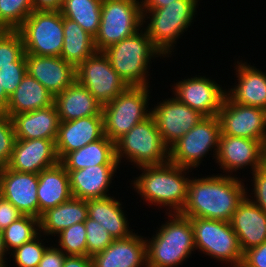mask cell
<instances>
[{
	"mask_svg": "<svg viewBox=\"0 0 266 267\" xmlns=\"http://www.w3.org/2000/svg\"><path fill=\"white\" fill-rule=\"evenodd\" d=\"M236 176L218 173L190 177L187 199L180 214L188 218L230 222L233 213L247 196V186L244 185L247 180Z\"/></svg>",
	"mask_w": 266,
	"mask_h": 267,
	"instance_id": "6da1fadb",
	"label": "cell"
},
{
	"mask_svg": "<svg viewBox=\"0 0 266 267\" xmlns=\"http://www.w3.org/2000/svg\"><path fill=\"white\" fill-rule=\"evenodd\" d=\"M138 170L142 173L130 184H133L134 191H137L136 193L143 202L150 206H158V209L164 206L168 211L165 213L182 211L187 199V186L190 180L188 168L169 161L161 165L139 167Z\"/></svg>",
	"mask_w": 266,
	"mask_h": 267,
	"instance_id": "7a4b0ae2",
	"label": "cell"
},
{
	"mask_svg": "<svg viewBox=\"0 0 266 267\" xmlns=\"http://www.w3.org/2000/svg\"><path fill=\"white\" fill-rule=\"evenodd\" d=\"M166 214L167 222L159 225L152 238L145 237L147 267H178L196 250L190 218Z\"/></svg>",
	"mask_w": 266,
	"mask_h": 267,
	"instance_id": "3957f363",
	"label": "cell"
},
{
	"mask_svg": "<svg viewBox=\"0 0 266 267\" xmlns=\"http://www.w3.org/2000/svg\"><path fill=\"white\" fill-rule=\"evenodd\" d=\"M103 53L120 78L130 86H150L151 59L166 58L142 28L108 47ZM163 56V57H162Z\"/></svg>",
	"mask_w": 266,
	"mask_h": 267,
	"instance_id": "277c9868",
	"label": "cell"
},
{
	"mask_svg": "<svg viewBox=\"0 0 266 267\" xmlns=\"http://www.w3.org/2000/svg\"><path fill=\"white\" fill-rule=\"evenodd\" d=\"M200 1L175 0L163 8L142 10V28L165 57L172 56L176 42L192 26Z\"/></svg>",
	"mask_w": 266,
	"mask_h": 267,
	"instance_id": "5b68a950",
	"label": "cell"
},
{
	"mask_svg": "<svg viewBox=\"0 0 266 267\" xmlns=\"http://www.w3.org/2000/svg\"><path fill=\"white\" fill-rule=\"evenodd\" d=\"M150 86H128L102 106L104 135L114 143L136 124L151 116Z\"/></svg>",
	"mask_w": 266,
	"mask_h": 267,
	"instance_id": "8992f818",
	"label": "cell"
},
{
	"mask_svg": "<svg viewBox=\"0 0 266 267\" xmlns=\"http://www.w3.org/2000/svg\"><path fill=\"white\" fill-rule=\"evenodd\" d=\"M115 156L119 164L124 158L137 169L169 162V148L150 116L115 142Z\"/></svg>",
	"mask_w": 266,
	"mask_h": 267,
	"instance_id": "52a82bcc",
	"label": "cell"
},
{
	"mask_svg": "<svg viewBox=\"0 0 266 267\" xmlns=\"http://www.w3.org/2000/svg\"><path fill=\"white\" fill-rule=\"evenodd\" d=\"M143 13L139 0H102L101 21L94 37L96 50L108 47L130 37L143 27Z\"/></svg>",
	"mask_w": 266,
	"mask_h": 267,
	"instance_id": "ba28073f",
	"label": "cell"
},
{
	"mask_svg": "<svg viewBox=\"0 0 266 267\" xmlns=\"http://www.w3.org/2000/svg\"><path fill=\"white\" fill-rule=\"evenodd\" d=\"M195 249L221 263L241 267L243 252L230 222L190 218Z\"/></svg>",
	"mask_w": 266,
	"mask_h": 267,
	"instance_id": "9c48e42d",
	"label": "cell"
},
{
	"mask_svg": "<svg viewBox=\"0 0 266 267\" xmlns=\"http://www.w3.org/2000/svg\"><path fill=\"white\" fill-rule=\"evenodd\" d=\"M220 135L221 126L218 116H204L169 148V161L192 172L202 164L208 154L213 152L211 157L216 160Z\"/></svg>",
	"mask_w": 266,
	"mask_h": 267,
	"instance_id": "30bf717a",
	"label": "cell"
},
{
	"mask_svg": "<svg viewBox=\"0 0 266 267\" xmlns=\"http://www.w3.org/2000/svg\"><path fill=\"white\" fill-rule=\"evenodd\" d=\"M17 31L25 54L60 57L64 38L60 11H33Z\"/></svg>",
	"mask_w": 266,
	"mask_h": 267,
	"instance_id": "8fae6325",
	"label": "cell"
},
{
	"mask_svg": "<svg viewBox=\"0 0 266 267\" xmlns=\"http://www.w3.org/2000/svg\"><path fill=\"white\" fill-rule=\"evenodd\" d=\"M76 81L83 85L103 106L120 95L127 87L111 66L110 60L97 51L75 68Z\"/></svg>",
	"mask_w": 266,
	"mask_h": 267,
	"instance_id": "7c38bea8",
	"label": "cell"
},
{
	"mask_svg": "<svg viewBox=\"0 0 266 267\" xmlns=\"http://www.w3.org/2000/svg\"><path fill=\"white\" fill-rule=\"evenodd\" d=\"M218 118L221 135L266 141V110L233 102L227 95Z\"/></svg>",
	"mask_w": 266,
	"mask_h": 267,
	"instance_id": "4fadbf2b",
	"label": "cell"
},
{
	"mask_svg": "<svg viewBox=\"0 0 266 267\" xmlns=\"http://www.w3.org/2000/svg\"><path fill=\"white\" fill-rule=\"evenodd\" d=\"M190 77V78H189ZM172 85V94L178 101L197 110L203 116H218L226 89L211 77L189 76ZM221 86V87H220Z\"/></svg>",
	"mask_w": 266,
	"mask_h": 267,
	"instance_id": "5bb4252c",
	"label": "cell"
},
{
	"mask_svg": "<svg viewBox=\"0 0 266 267\" xmlns=\"http://www.w3.org/2000/svg\"><path fill=\"white\" fill-rule=\"evenodd\" d=\"M151 116L165 145L170 148L203 119V115L178 101L168 97L151 108Z\"/></svg>",
	"mask_w": 266,
	"mask_h": 267,
	"instance_id": "9a60e30c",
	"label": "cell"
},
{
	"mask_svg": "<svg viewBox=\"0 0 266 267\" xmlns=\"http://www.w3.org/2000/svg\"><path fill=\"white\" fill-rule=\"evenodd\" d=\"M264 143L259 140L220 135L216 162L224 175L234 176L237 170L254 172L263 166ZM249 166V167H248ZM247 167V168H246Z\"/></svg>",
	"mask_w": 266,
	"mask_h": 267,
	"instance_id": "2e32d148",
	"label": "cell"
},
{
	"mask_svg": "<svg viewBox=\"0 0 266 267\" xmlns=\"http://www.w3.org/2000/svg\"><path fill=\"white\" fill-rule=\"evenodd\" d=\"M38 174L0 168V195L10 201L23 215L39 218L37 197Z\"/></svg>",
	"mask_w": 266,
	"mask_h": 267,
	"instance_id": "e0dca14e",
	"label": "cell"
},
{
	"mask_svg": "<svg viewBox=\"0 0 266 267\" xmlns=\"http://www.w3.org/2000/svg\"><path fill=\"white\" fill-rule=\"evenodd\" d=\"M55 142L48 139H16L7 167L17 172L39 174L57 165L60 160Z\"/></svg>",
	"mask_w": 266,
	"mask_h": 267,
	"instance_id": "ac0fdd59",
	"label": "cell"
},
{
	"mask_svg": "<svg viewBox=\"0 0 266 267\" xmlns=\"http://www.w3.org/2000/svg\"><path fill=\"white\" fill-rule=\"evenodd\" d=\"M27 73L38 80L53 97L75 80V67L61 57L26 54Z\"/></svg>",
	"mask_w": 266,
	"mask_h": 267,
	"instance_id": "d6986e66",
	"label": "cell"
},
{
	"mask_svg": "<svg viewBox=\"0 0 266 267\" xmlns=\"http://www.w3.org/2000/svg\"><path fill=\"white\" fill-rule=\"evenodd\" d=\"M104 136L103 115L60 122L56 152L61 161L68 153L95 142Z\"/></svg>",
	"mask_w": 266,
	"mask_h": 267,
	"instance_id": "ffe728a7",
	"label": "cell"
},
{
	"mask_svg": "<svg viewBox=\"0 0 266 267\" xmlns=\"http://www.w3.org/2000/svg\"><path fill=\"white\" fill-rule=\"evenodd\" d=\"M235 62L238 83L226 89V95L235 103L266 110V73L247 61Z\"/></svg>",
	"mask_w": 266,
	"mask_h": 267,
	"instance_id": "44dd1931",
	"label": "cell"
},
{
	"mask_svg": "<svg viewBox=\"0 0 266 267\" xmlns=\"http://www.w3.org/2000/svg\"><path fill=\"white\" fill-rule=\"evenodd\" d=\"M118 168L119 165H95L85 169L66 170L72 197L88 200L110 196V184Z\"/></svg>",
	"mask_w": 266,
	"mask_h": 267,
	"instance_id": "7402d4cb",
	"label": "cell"
},
{
	"mask_svg": "<svg viewBox=\"0 0 266 267\" xmlns=\"http://www.w3.org/2000/svg\"><path fill=\"white\" fill-rule=\"evenodd\" d=\"M91 259L93 267H147L145 237L137 232L128 238L114 240Z\"/></svg>",
	"mask_w": 266,
	"mask_h": 267,
	"instance_id": "603a6c76",
	"label": "cell"
},
{
	"mask_svg": "<svg viewBox=\"0 0 266 267\" xmlns=\"http://www.w3.org/2000/svg\"><path fill=\"white\" fill-rule=\"evenodd\" d=\"M230 223L243 253L266 242V213L249 197L239 204Z\"/></svg>",
	"mask_w": 266,
	"mask_h": 267,
	"instance_id": "cb8c5ba5",
	"label": "cell"
},
{
	"mask_svg": "<svg viewBox=\"0 0 266 267\" xmlns=\"http://www.w3.org/2000/svg\"><path fill=\"white\" fill-rule=\"evenodd\" d=\"M11 118L16 139H57L60 121L55 104Z\"/></svg>",
	"mask_w": 266,
	"mask_h": 267,
	"instance_id": "d4e9b609",
	"label": "cell"
},
{
	"mask_svg": "<svg viewBox=\"0 0 266 267\" xmlns=\"http://www.w3.org/2000/svg\"><path fill=\"white\" fill-rule=\"evenodd\" d=\"M60 122L103 115L102 105L76 80L54 97Z\"/></svg>",
	"mask_w": 266,
	"mask_h": 267,
	"instance_id": "484cf974",
	"label": "cell"
},
{
	"mask_svg": "<svg viewBox=\"0 0 266 267\" xmlns=\"http://www.w3.org/2000/svg\"><path fill=\"white\" fill-rule=\"evenodd\" d=\"M122 204L113 196L87 200L88 218L100 223L114 240L125 239L135 233L134 229L130 230Z\"/></svg>",
	"mask_w": 266,
	"mask_h": 267,
	"instance_id": "4316f807",
	"label": "cell"
},
{
	"mask_svg": "<svg viewBox=\"0 0 266 267\" xmlns=\"http://www.w3.org/2000/svg\"><path fill=\"white\" fill-rule=\"evenodd\" d=\"M37 197L39 218L47 209L58 206L72 197L69 174L60 162L38 174Z\"/></svg>",
	"mask_w": 266,
	"mask_h": 267,
	"instance_id": "83f0119b",
	"label": "cell"
},
{
	"mask_svg": "<svg viewBox=\"0 0 266 267\" xmlns=\"http://www.w3.org/2000/svg\"><path fill=\"white\" fill-rule=\"evenodd\" d=\"M88 218L87 200L71 197L62 204L47 209L39 218L40 233L55 237L73 224Z\"/></svg>",
	"mask_w": 266,
	"mask_h": 267,
	"instance_id": "f1b7e54d",
	"label": "cell"
},
{
	"mask_svg": "<svg viewBox=\"0 0 266 267\" xmlns=\"http://www.w3.org/2000/svg\"><path fill=\"white\" fill-rule=\"evenodd\" d=\"M53 104L52 94L38 80L26 73L19 86L9 97L4 112L12 117L15 114L31 112Z\"/></svg>",
	"mask_w": 266,
	"mask_h": 267,
	"instance_id": "f546056e",
	"label": "cell"
},
{
	"mask_svg": "<svg viewBox=\"0 0 266 267\" xmlns=\"http://www.w3.org/2000/svg\"><path fill=\"white\" fill-rule=\"evenodd\" d=\"M60 163L66 170L85 169L95 165H120L115 156V143L105 135L95 142L68 153Z\"/></svg>",
	"mask_w": 266,
	"mask_h": 267,
	"instance_id": "4dcf8cb0",
	"label": "cell"
},
{
	"mask_svg": "<svg viewBox=\"0 0 266 267\" xmlns=\"http://www.w3.org/2000/svg\"><path fill=\"white\" fill-rule=\"evenodd\" d=\"M63 48L60 57L75 68L97 52L94 37L78 23L63 17Z\"/></svg>",
	"mask_w": 266,
	"mask_h": 267,
	"instance_id": "1f68e13d",
	"label": "cell"
},
{
	"mask_svg": "<svg viewBox=\"0 0 266 267\" xmlns=\"http://www.w3.org/2000/svg\"><path fill=\"white\" fill-rule=\"evenodd\" d=\"M101 8L102 0H64L60 12L95 37L101 21Z\"/></svg>",
	"mask_w": 266,
	"mask_h": 267,
	"instance_id": "d6a6232c",
	"label": "cell"
},
{
	"mask_svg": "<svg viewBox=\"0 0 266 267\" xmlns=\"http://www.w3.org/2000/svg\"><path fill=\"white\" fill-rule=\"evenodd\" d=\"M8 253L29 242L40 233L39 218L23 215L2 231Z\"/></svg>",
	"mask_w": 266,
	"mask_h": 267,
	"instance_id": "836d02e7",
	"label": "cell"
},
{
	"mask_svg": "<svg viewBox=\"0 0 266 267\" xmlns=\"http://www.w3.org/2000/svg\"><path fill=\"white\" fill-rule=\"evenodd\" d=\"M33 11L32 0H0V28L17 31Z\"/></svg>",
	"mask_w": 266,
	"mask_h": 267,
	"instance_id": "e575fe53",
	"label": "cell"
},
{
	"mask_svg": "<svg viewBox=\"0 0 266 267\" xmlns=\"http://www.w3.org/2000/svg\"><path fill=\"white\" fill-rule=\"evenodd\" d=\"M56 237L55 242L57 243L54 245L66 255L87 256L84 222L73 224L57 234Z\"/></svg>",
	"mask_w": 266,
	"mask_h": 267,
	"instance_id": "d590c367",
	"label": "cell"
},
{
	"mask_svg": "<svg viewBox=\"0 0 266 267\" xmlns=\"http://www.w3.org/2000/svg\"><path fill=\"white\" fill-rule=\"evenodd\" d=\"M42 233H39L35 238L26 242L20 247H17L9 253L16 267H37L46 249L50 246L47 238ZM46 241L44 242L43 240ZM48 245V246H45Z\"/></svg>",
	"mask_w": 266,
	"mask_h": 267,
	"instance_id": "8d00e7d4",
	"label": "cell"
},
{
	"mask_svg": "<svg viewBox=\"0 0 266 267\" xmlns=\"http://www.w3.org/2000/svg\"><path fill=\"white\" fill-rule=\"evenodd\" d=\"M25 54L24 43L18 31L4 30L0 34V68L12 66Z\"/></svg>",
	"mask_w": 266,
	"mask_h": 267,
	"instance_id": "74e56055",
	"label": "cell"
},
{
	"mask_svg": "<svg viewBox=\"0 0 266 267\" xmlns=\"http://www.w3.org/2000/svg\"><path fill=\"white\" fill-rule=\"evenodd\" d=\"M86 227L87 256L104 251L113 241L109 232L97 221L87 218L84 221Z\"/></svg>",
	"mask_w": 266,
	"mask_h": 267,
	"instance_id": "f35d334b",
	"label": "cell"
},
{
	"mask_svg": "<svg viewBox=\"0 0 266 267\" xmlns=\"http://www.w3.org/2000/svg\"><path fill=\"white\" fill-rule=\"evenodd\" d=\"M15 142L12 118L4 111H0V168L9 163Z\"/></svg>",
	"mask_w": 266,
	"mask_h": 267,
	"instance_id": "ab89813d",
	"label": "cell"
},
{
	"mask_svg": "<svg viewBox=\"0 0 266 267\" xmlns=\"http://www.w3.org/2000/svg\"><path fill=\"white\" fill-rule=\"evenodd\" d=\"M27 73L26 54H24L18 61L13 62L12 66L0 68V82L1 87L4 88L5 93L10 97L16 88L19 86L23 77Z\"/></svg>",
	"mask_w": 266,
	"mask_h": 267,
	"instance_id": "60d3db41",
	"label": "cell"
},
{
	"mask_svg": "<svg viewBox=\"0 0 266 267\" xmlns=\"http://www.w3.org/2000/svg\"><path fill=\"white\" fill-rule=\"evenodd\" d=\"M251 175V184H253L251 190L253 191L248 194L249 188H247V197H250L249 199L266 213V167L263 165L257 168L254 172H251Z\"/></svg>",
	"mask_w": 266,
	"mask_h": 267,
	"instance_id": "b9f144b4",
	"label": "cell"
},
{
	"mask_svg": "<svg viewBox=\"0 0 266 267\" xmlns=\"http://www.w3.org/2000/svg\"><path fill=\"white\" fill-rule=\"evenodd\" d=\"M241 267H266V242L245 251Z\"/></svg>",
	"mask_w": 266,
	"mask_h": 267,
	"instance_id": "7bdbcfd3",
	"label": "cell"
},
{
	"mask_svg": "<svg viewBox=\"0 0 266 267\" xmlns=\"http://www.w3.org/2000/svg\"><path fill=\"white\" fill-rule=\"evenodd\" d=\"M23 214L8 200L0 195V230L3 231Z\"/></svg>",
	"mask_w": 266,
	"mask_h": 267,
	"instance_id": "ee69618b",
	"label": "cell"
},
{
	"mask_svg": "<svg viewBox=\"0 0 266 267\" xmlns=\"http://www.w3.org/2000/svg\"><path fill=\"white\" fill-rule=\"evenodd\" d=\"M46 249L37 267H63L66 254L54 244Z\"/></svg>",
	"mask_w": 266,
	"mask_h": 267,
	"instance_id": "f6af8a7d",
	"label": "cell"
},
{
	"mask_svg": "<svg viewBox=\"0 0 266 267\" xmlns=\"http://www.w3.org/2000/svg\"><path fill=\"white\" fill-rule=\"evenodd\" d=\"M64 0H32L34 11H60Z\"/></svg>",
	"mask_w": 266,
	"mask_h": 267,
	"instance_id": "bcb514c9",
	"label": "cell"
},
{
	"mask_svg": "<svg viewBox=\"0 0 266 267\" xmlns=\"http://www.w3.org/2000/svg\"><path fill=\"white\" fill-rule=\"evenodd\" d=\"M63 267H93L90 256L66 255Z\"/></svg>",
	"mask_w": 266,
	"mask_h": 267,
	"instance_id": "7dc6e473",
	"label": "cell"
},
{
	"mask_svg": "<svg viewBox=\"0 0 266 267\" xmlns=\"http://www.w3.org/2000/svg\"><path fill=\"white\" fill-rule=\"evenodd\" d=\"M142 10H154L163 8L175 0H140Z\"/></svg>",
	"mask_w": 266,
	"mask_h": 267,
	"instance_id": "c3c4849f",
	"label": "cell"
},
{
	"mask_svg": "<svg viewBox=\"0 0 266 267\" xmlns=\"http://www.w3.org/2000/svg\"><path fill=\"white\" fill-rule=\"evenodd\" d=\"M9 254L6 250L4 239H3V233L0 230V266H9L7 263V257L6 255Z\"/></svg>",
	"mask_w": 266,
	"mask_h": 267,
	"instance_id": "681fc988",
	"label": "cell"
},
{
	"mask_svg": "<svg viewBox=\"0 0 266 267\" xmlns=\"http://www.w3.org/2000/svg\"><path fill=\"white\" fill-rule=\"evenodd\" d=\"M9 101V96L5 93L4 88L1 87L0 82V111H4Z\"/></svg>",
	"mask_w": 266,
	"mask_h": 267,
	"instance_id": "f907efd6",
	"label": "cell"
},
{
	"mask_svg": "<svg viewBox=\"0 0 266 267\" xmlns=\"http://www.w3.org/2000/svg\"><path fill=\"white\" fill-rule=\"evenodd\" d=\"M263 165L266 167V141L264 143Z\"/></svg>",
	"mask_w": 266,
	"mask_h": 267,
	"instance_id": "816d5d0a",
	"label": "cell"
}]
</instances>
